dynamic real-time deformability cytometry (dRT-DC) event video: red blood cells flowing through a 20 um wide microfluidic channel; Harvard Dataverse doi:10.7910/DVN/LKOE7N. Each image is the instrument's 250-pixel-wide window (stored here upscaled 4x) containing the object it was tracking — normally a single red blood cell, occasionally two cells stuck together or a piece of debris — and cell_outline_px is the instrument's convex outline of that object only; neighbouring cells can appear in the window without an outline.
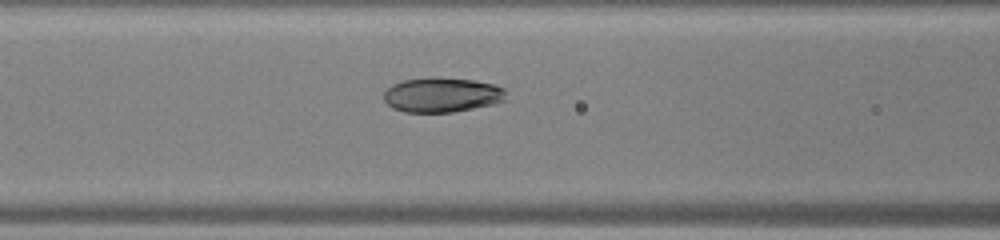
{"species": "human", "species_latin": "Homo sapiens", "temperature_condition": "warm", "stored_images_in_passage": 33, "camera_frame_rate_fps": 3000, "um_per_image_px": 0.085, "donor": {"sex": "male"}, "frame": {"image": 1, "passage_image": 7, "time_ms": 2.0, "image_size_px": [1000, 240], "cell_outline_px": [[504, 100], [496, 104], [452, 112], [404, 112], [392, 108], [384, 100], [384, 92], [392, 84], [404, 80], [472, 80], [492, 84], [504, 88]], "centroid_in_image_um": [37.56, 8.12], "position_along_channel_um": 129.0, "area_um2": 23.81}}
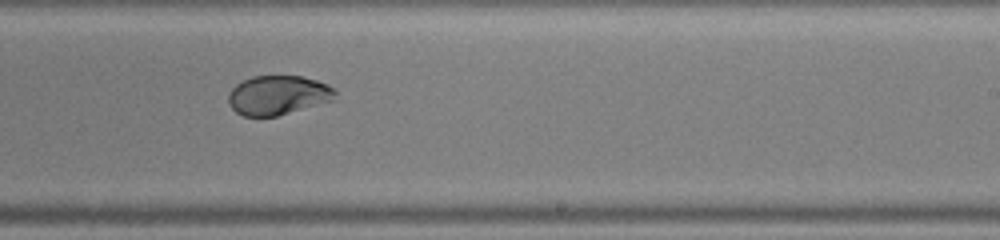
{"frame": {"image": 2, "passage_image": 16, "time_ms": 5.0, "image_size_px": [1000, 240], "cell_outline_px": [[336, 92], [332, 100], [276, 116], [244, 116], [236, 112], [228, 104], [228, 92], [236, 84], [252, 76], [300, 76], [316, 80], [332, 88]], "centroid_in_image_um": [23.56, 8.09], "position_along_channel_um": 265.4, "area_um2": 24.1}}
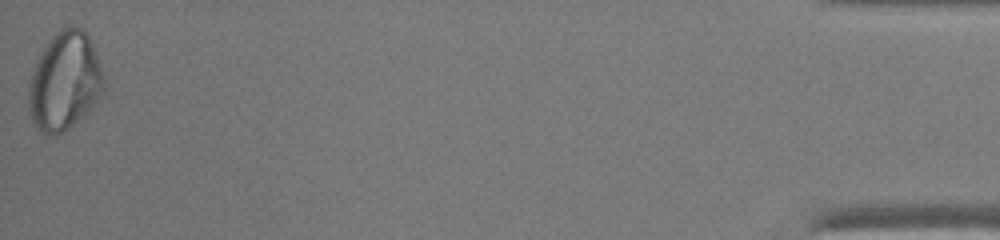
{"frame": {"image": 3, "passage_image": 33, "time_ms": 10.667, "image_size_px": [1000, 240], "cell_outline_px": [[104, 88], [96, 104], [84, 116], [64, 132], [52, 136], [48, 136], [36, 128], [32, 120], [28, 104], [28, 84], [32, 68], [40, 52], [48, 40], [64, 24], [72, 24], [80, 28], [88, 36], [96, 52], [104, 76]], "centroid_in_image_um": [5.48, 6.9], "position_along_channel_um": 429.7, "area_um2": 43.81}}